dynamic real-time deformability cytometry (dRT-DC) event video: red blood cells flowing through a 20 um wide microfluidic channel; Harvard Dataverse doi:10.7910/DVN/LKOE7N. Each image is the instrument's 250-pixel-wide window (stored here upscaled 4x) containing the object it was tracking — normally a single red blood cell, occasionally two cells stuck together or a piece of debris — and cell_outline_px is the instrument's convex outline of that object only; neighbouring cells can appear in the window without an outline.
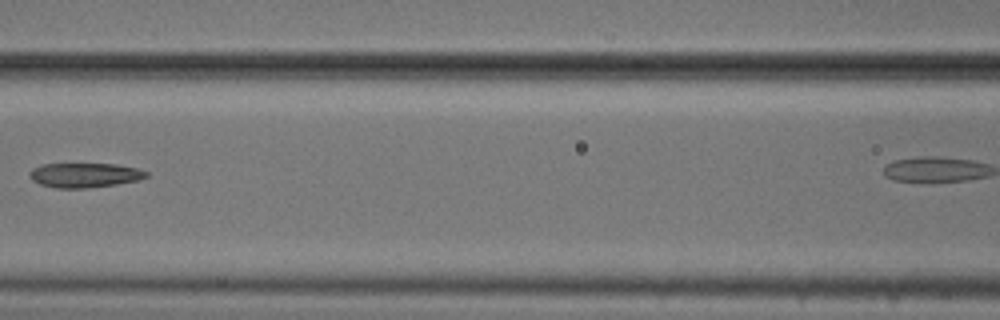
{"species": "common noctule bat (a hibernating species)", "species_latin": "Nyctalus noctula", "temperature_condition": "cold", "stored_images_in_passage": 9, "segment_of_instrument_passage": [1, 2], "camera_frame_rate_fps": 3000, "um_per_image_px": 0.085, "animal": {"sex": "male", "body_mass_g": 20.5, "forearm_length_mm": 52.5}, "frame": {"image": 1, "passage_image": 7, "time_ms": 7.0, "image_size_px": [1000, 320], "cell_outline_px": [[148, 176], [140, 180], [116, 184], [88, 188], [56, 188], [40, 184], [32, 180], [28, 176], [28, 172], [32, 168], [44, 164], [116, 164], [136, 168], [148, 172]], "centroid_in_image_um": [7.18, 14.89], "position_along_channel_um": 159.4, "area_um2": 16.76}}
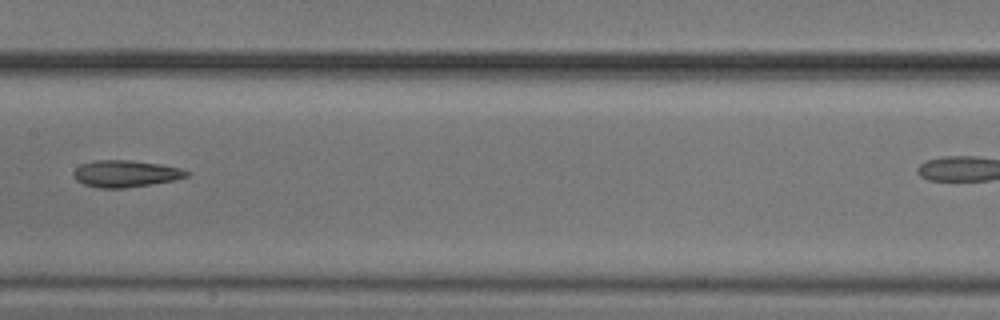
{"frame": {"image": 2, "passage_image": 8, "time_ms": 8.0, "image_size_px": [1000, 320], "cell_outline_px": [[188, 176], [176, 180], [152, 184], [124, 188], [100, 188], [84, 184], [76, 180], [72, 172], [80, 164], [96, 160], [132, 160], [160, 164], [180, 168], [188, 172]], "centroid_in_image_um": [10.66, 14.76], "position_along_channel_um": 196.7, "area_um2": 17.69}}